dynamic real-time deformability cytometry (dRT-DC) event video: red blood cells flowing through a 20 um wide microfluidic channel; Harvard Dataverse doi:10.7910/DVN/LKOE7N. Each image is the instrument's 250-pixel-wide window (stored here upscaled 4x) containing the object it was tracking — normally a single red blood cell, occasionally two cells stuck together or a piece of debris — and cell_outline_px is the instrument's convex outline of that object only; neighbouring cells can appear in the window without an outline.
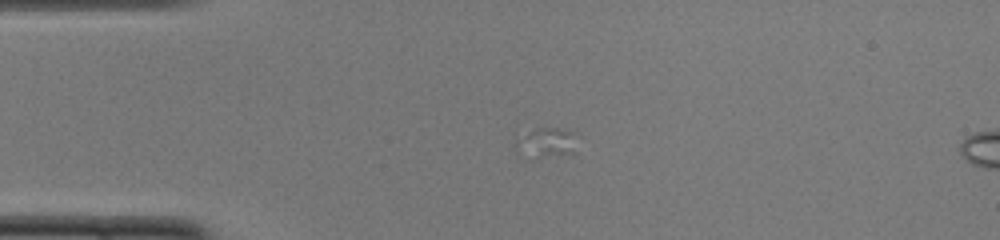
{"species": "common noctule bat (a hibernating species)", "species_latin": "Nyctalus noctula", "temperature_condition": "cold", "stored_images_in_passage": 18, "camera_frame_rate_fps": 3000, "um_per_image_px": 0.085, "animal": {"sex": "female", "body_mass_g": 22.0, "forearm_length_mm": 56.7}, "frame": {"image": 1, "passage_image": 13, "time_ms": 4.0, "image_size_px": [1000, 240], "cell_outline_px": [[580, 136], [576, 152], [544, 156], [540, 156], [512, 144], [512, 140], [536, 128], [560, 128], [576, 132]], "centroid_in_image_um": [46.62, 12.03], "position_along_channel_um": 38.4, "area_um2": 10.29}}